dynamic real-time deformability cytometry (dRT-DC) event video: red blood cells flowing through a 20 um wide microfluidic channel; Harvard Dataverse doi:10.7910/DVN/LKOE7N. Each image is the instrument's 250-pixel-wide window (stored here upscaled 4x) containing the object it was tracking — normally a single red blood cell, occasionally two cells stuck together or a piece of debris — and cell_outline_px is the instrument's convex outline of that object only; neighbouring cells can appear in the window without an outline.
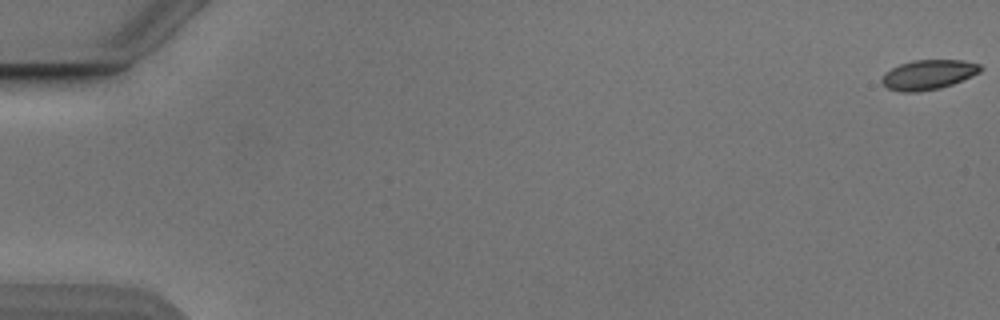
{"species": "Egyptian fruit bat (a non-hibernating species)", "species_latin": "Rousettus aegyptiacus", "temperature_condition": "cold", "stored_images_in_passage": 25, "camera_frame_rate_fps": 3000, "um_per_image_px": 0.085, "animal": {"sex": "male"}, "frame": {"image": 1, "passage_image": 1, "time_ms": 0.0, "image_size_px": [1000, 320], "cell_outline_px": [[984, 68], [980, 72], [972, 76], [952, 84], [940, 88], [916, 92], [900, 92], [888, 88], [880, 80], [884, 72], [900, 64], [912, 60], [964, 60], [980, 64]], "centroid_in_image_um": [78.91, 6.34], "position_along_channel_um": 6.1, "area_um2": 17.17}}
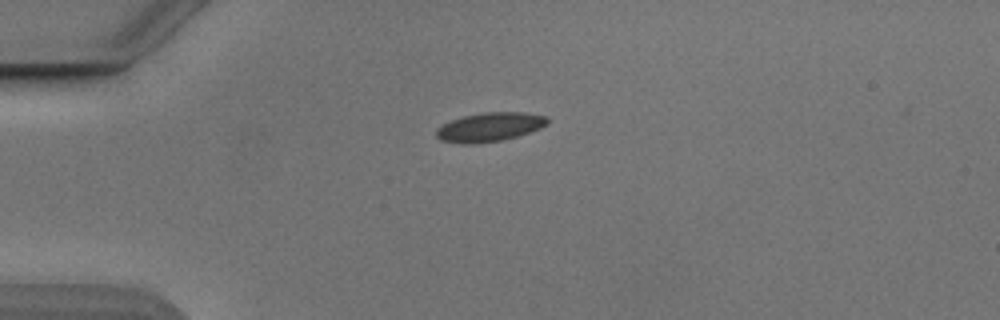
{"frame": {"image": 2, "passage_image": 15, "time_ms": 4.667, "image_size_px": [1000, 320], "cell_outline_px": [[548, 124], [540, 128], [516, 136], [500, 140], [472, 144], [460, 144], [440, 140], [436, 136], [436, 128], [452, 120], [464, 116], [484, 112], [524, 112], [548, 116]], "centroid_in_image_um": [41.61, 10.79], "position_along_channel_um": 43.4, "area_um2": 18.67}}
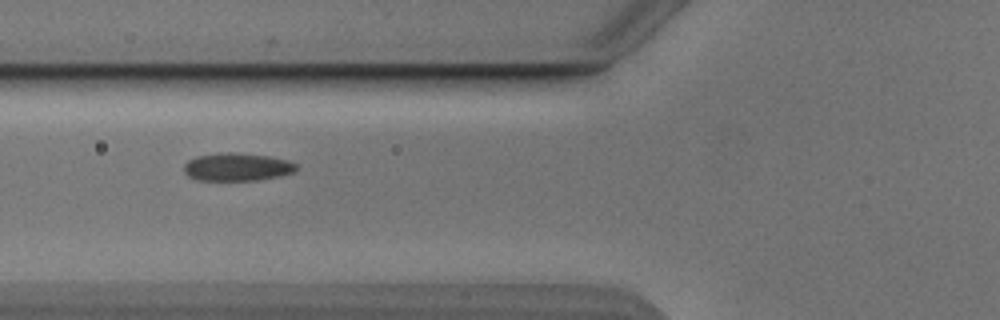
{"frame": {"image": 3, "passage_image": 22, "time_ms": 7.0, "image_size_px": [1000, 320], "cell_outline_px": [[296, 168], [292, 172], [280, 176], [256, 180], [196, 180], [188, 176], [184, 172], [184, 164], [188, 160], [196, 156], [216, 152], [236, 152], [268, 156], [288, 160], [296, 164]], "centroid_in_image_um": [20.1, 14.18], "position_along_channel_um": 105.7, "area_um2": 18.38}}